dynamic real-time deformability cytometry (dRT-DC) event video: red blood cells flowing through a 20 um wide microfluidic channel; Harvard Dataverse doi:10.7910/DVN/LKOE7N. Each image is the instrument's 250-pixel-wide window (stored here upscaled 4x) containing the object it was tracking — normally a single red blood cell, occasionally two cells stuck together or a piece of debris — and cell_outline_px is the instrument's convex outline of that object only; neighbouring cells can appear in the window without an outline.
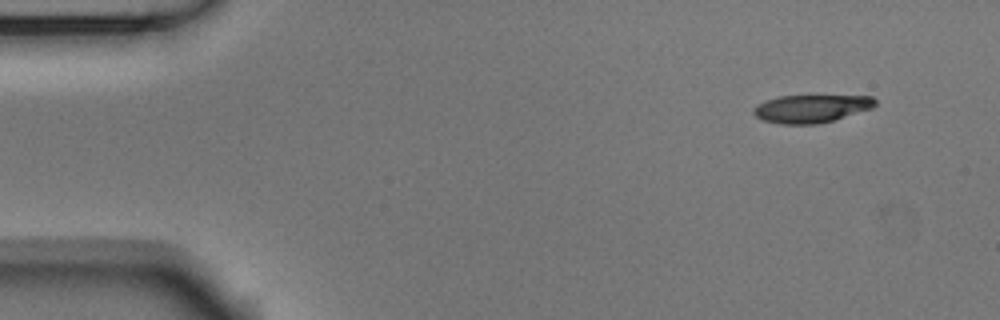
{"species": "Egyptian fruit bat (a non-hibernating species)", "species_latin": "Rousettus aegyptiacus", "temperature_condition": "room temperature", "stored_images_in_passage": 4, "camera_frame_rate_fps": 3000, "um_per_image_px": 0.085, "animal": {"sex": "male"}, "frame": {"image": 1, "passage_image": 1, "time_ms": 0.0, "image_size_px": [1000, 320], "cell_outline_px": [[876, 104], [872, 108], [832, 120], [816, 124], [780, 124], [764, 120], [756, 116], [752, 112], [752, 108], [756, 104], [764, 100], [780, 96], [872, 96], [876, 100]], "centroid_in_image_um": [68.9, 9.22], "position_along_channel_um": 16.1, "area_um2": 19.65}}
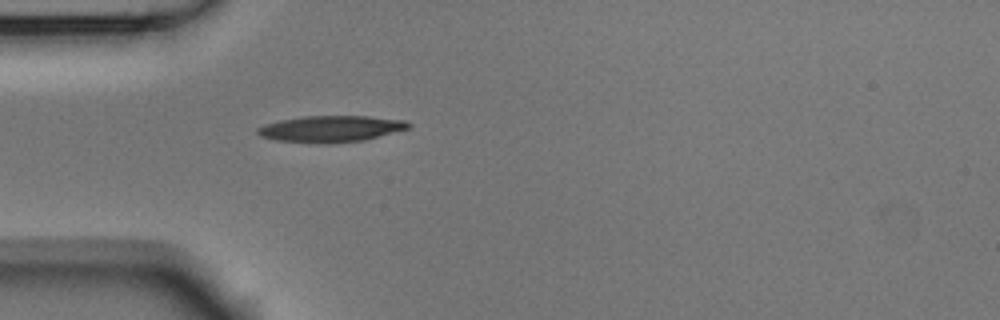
{"frame": {"image": 2, "passage_image": 4, "time_ms": 1.0, "image_size_px": [1000, 320], "cell_outline_px": [[412, 124], [408, 128], [364, 140], [332, 144], [324, 144], [276, 140], [260, 136], [256, 132], [256, 128], [264, 124], [304, 116], [368, 116], [404, 120]], "centroid_in_image_um": [28.1, 10.96], "position_along_channel_um": 56.9, "area_um2": 23.12}}